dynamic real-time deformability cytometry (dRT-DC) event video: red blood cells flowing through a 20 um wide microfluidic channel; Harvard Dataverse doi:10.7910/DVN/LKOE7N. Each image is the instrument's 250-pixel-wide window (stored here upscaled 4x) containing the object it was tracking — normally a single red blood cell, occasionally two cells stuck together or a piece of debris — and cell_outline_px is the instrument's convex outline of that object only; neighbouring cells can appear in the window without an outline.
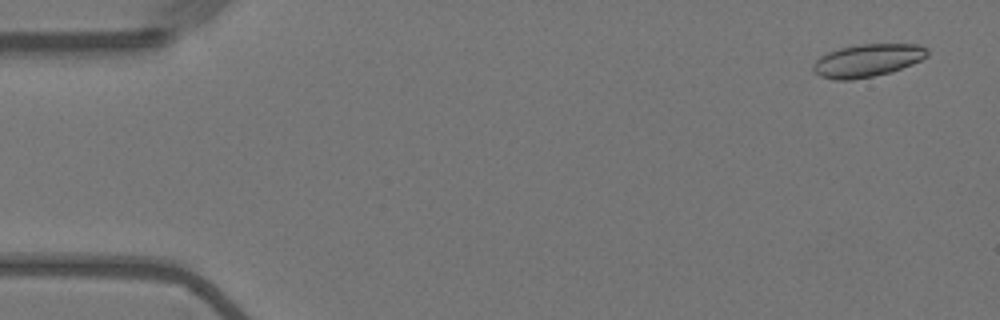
{"species": "Egyptian fruit bat (a non-hibernating species)", "species_latin": "Rousettus aegyptiacus", "temperature_condition": "warm", "stored_images_in_passage": 56, "camera_frame_rate_fps": 3000, "um_per_image_px": 0.085, "animal": {"sex": "female"}, "frame": {"image": 1, "passage_image": 3, "time_ms": 0.667, "image_size_px": [1000, 320], "cell_outline_px": [[928, 56], [912, 64], [892, 72], [852, 80], [832, 80], [820, 76], [812, 72], [812, 64], [820, 56], [828, 52], [840, 48], [860, 44], [920, 44], [928, 48]], "centroid_in_image_um": [73.71, 5.14], "position_along_channel_um": 11.3, "area_um2": 22.02}}
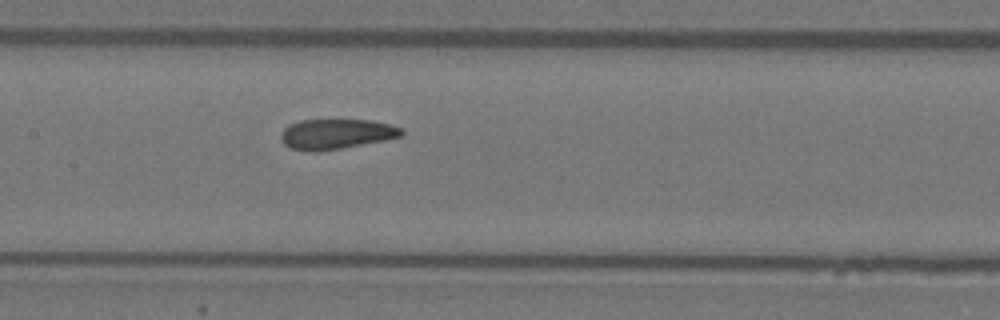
{"frame": {"image": 2, "passage_image": 27, "time_ms": 8.667, "image_size_px": [1000, 320], "cell_outline_px": [[404, 132], [400, 136], [384, 140], [340, 148], [316, 152], [308, 152], [292, 148], [284, 144], [280, 140], [280, 136], [284, 128], [288, 124], [300, 120], [372, 120], [404, 128]], "centroid_in_image_um": [28.54, 11.39], "position_along_channel_um": 178.9, "area_um2": 21.15}}
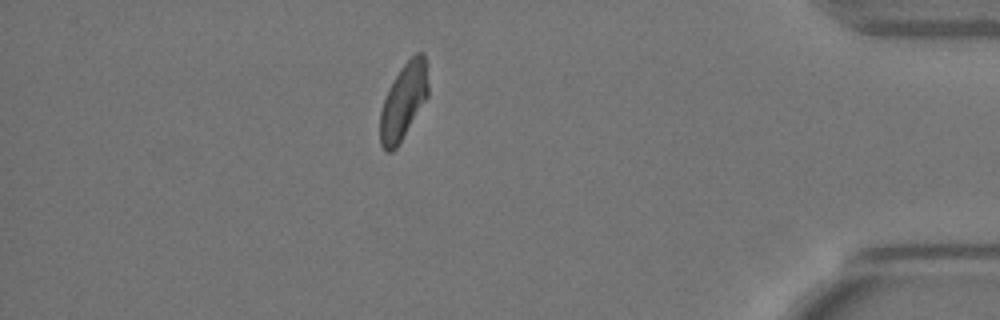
{"frame": {"image": 3, "passage_image": 49, "time_ms": 16.0, "image_size_px": [1000, 320], "cell_outline_px": [[428, 96], [396, 148], [392, 152], [388, 152], [380, 144], [380, 112], [388, 88], [400, 68], [416, 52], [424, 52], [428, 84]], "centroid_in_image_um": [34.29, 8.6], "position_along_channel_um": 400.9, "area_um2": 21.04}, "authors_computed_cell_mechanics": {"area_um2": 21.8484, "velocity_mm_per_s": 3.6105, "shape_relaxation_time_tau1_ms": 6.899, "shape_relaxation_time_tau2_ms": 1.9052, "deformation_change_tau1": 0.1576, "deformation_change_tau2": 0.0801}}